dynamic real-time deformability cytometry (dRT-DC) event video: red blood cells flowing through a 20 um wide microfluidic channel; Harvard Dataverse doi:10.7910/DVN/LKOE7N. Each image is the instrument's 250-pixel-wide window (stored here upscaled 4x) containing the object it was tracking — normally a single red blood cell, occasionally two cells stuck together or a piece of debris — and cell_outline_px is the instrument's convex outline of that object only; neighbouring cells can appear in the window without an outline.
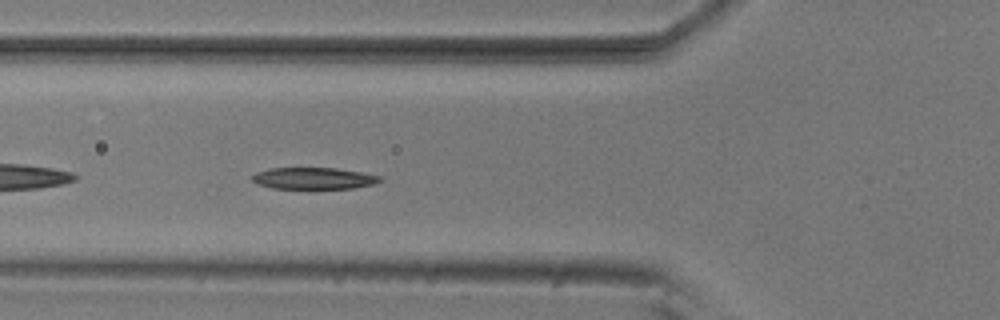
{"species": "common noctule bat (a hibernating species)", "species_latin": "Nyctalus noctula", "temperature_condition": "room temperature", "stored_images_in_passage": 3, "camera_frame_rate_fps": 3000, "um_per_image_px": 0.085, "animal": {"sex": "male", "body_mass_g": 20.5, "forearm_length_mm": 52.5}, "frame": {"image": 1, "passage_image": 3, "time_ms": 0.667, "image_size_px": [1000, 320], "cell_outline_px": [[384, 180], [376, 184], [356, 188], [272, 188], [256, 184], [248, 180], [256, 172], [272, 168], [336, 168], [364, 172], [380, 176]], "centroid_in_image_um": [26.68, 15.16], "position_along_channel_um": 99.1, "area_um2": 16.36}}